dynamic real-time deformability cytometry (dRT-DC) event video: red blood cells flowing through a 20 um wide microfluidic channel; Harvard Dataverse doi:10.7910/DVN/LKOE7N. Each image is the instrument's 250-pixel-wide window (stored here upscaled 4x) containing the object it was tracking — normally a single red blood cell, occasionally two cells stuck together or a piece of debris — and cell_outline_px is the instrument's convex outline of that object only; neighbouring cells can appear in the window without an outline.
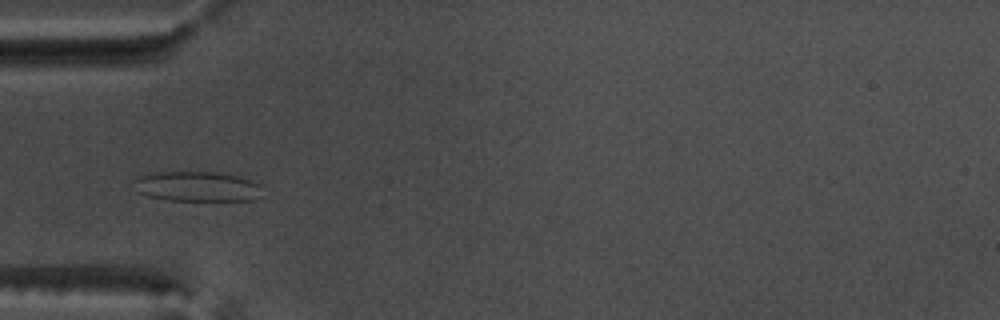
{"species": "common noctule bat (a hibernating species)", "species_latin": "Nyctalus noctula", "temperature_condition": "warm", "stored_images_in_passage": 49, "camera_frame_rate_fps": 3000, "um_per_image_px": 0.085, "animal": {"sex": "male", "body_mass_g": 17.5, "forearm_length_mm": 52.3}, "frame": {"image": 1, "passage_image": 13, "time_ms": 4.0, "image_size_px": [1000, 320], "cell_outline_px": [[264, 196], [252, 200], [168, 200], [148, 196], [136, 192], [136, 180], [140, 176], [148, 172], [216, 172], [244, 176], [260, 184]], "centroid_in_image_um": [16.83, 15.84], "position_along_channel_um": 68.2, "area_um2": 22.77}}
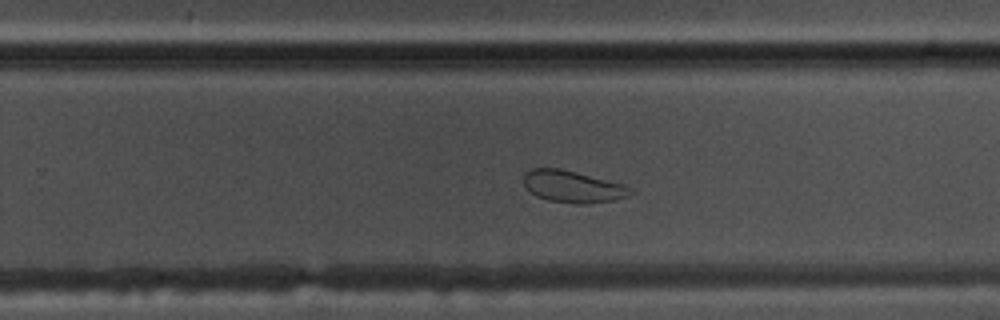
{"frame": {"image": 2, "passage_image": 30, "time_ms": 9.667, "image_size_px": [1000, 320], "cell_outline_px": [[636, 192], [628, 196], [612, 200], [588, 204], [576, 204], [548, 200], [536, 196], [524, 184], [524, 172], [532, 168], [560, 168], [628, 184], [636, 188]], "centroid_in_image_um": [48.78, 15.85], "position_along_channel_um": 281.0, "area_um2": 20.29}}
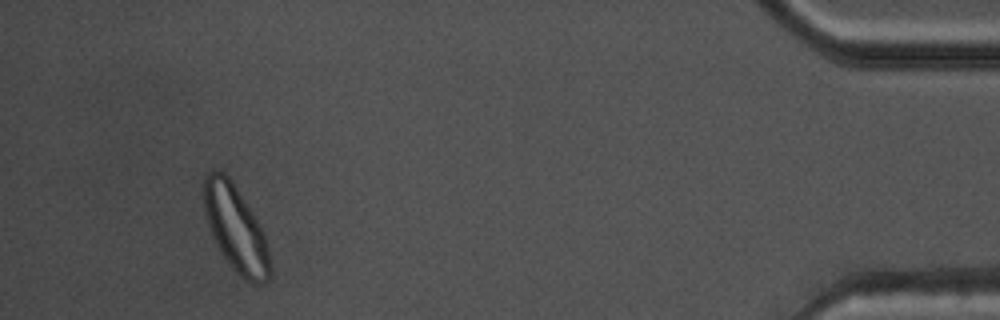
{"frame": {"image": 3, "passage_image": 46, "time_ms": 15.0, "image_size_px": [1000, 320], "cell_outline_px": [[272, 268], [268, 280], [264, 284], [252, 284], [244, 280], [236, 272], [224, 256], [216, 244], [208, 224], [204, 208], [204, 176], [212, 172], [224, 172], [232, 180], [256, 216], [260, 224], [264, 236]], "centroid_in_image_um": [20.06, 19.46], "position_along_channel_um": 415.1, "area_um2": 33.0}}